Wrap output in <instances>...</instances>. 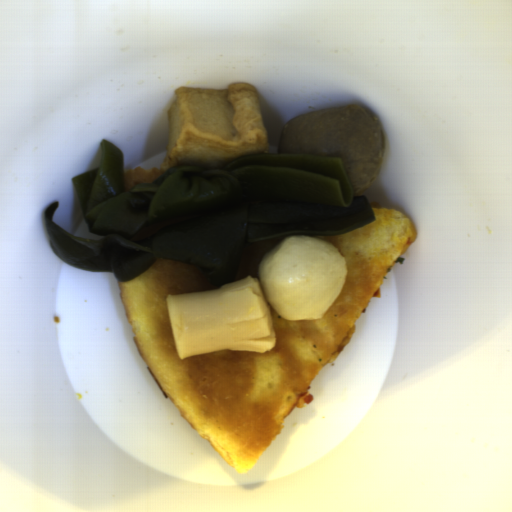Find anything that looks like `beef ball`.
I'll list each match as a JSON object with an SVG mask.
<instances>
[{
  "mask_svg": "<svg viewBox=\"0 0 512 512\" xmlns=\"http://www.w3.org/2000/svg\"><path fill=\"white\" fill-rule=\"evenodd\" d=\"M387 145L377 114L358 103L288 119L277 140L278 154L342 159L355 196L376 183Z\"/></svg>",
  "mask_w": 512,
  "mask_h": 512,
  "instance_id": "c3f7d807",
  "label": "beef ball"
}]
</instances>
